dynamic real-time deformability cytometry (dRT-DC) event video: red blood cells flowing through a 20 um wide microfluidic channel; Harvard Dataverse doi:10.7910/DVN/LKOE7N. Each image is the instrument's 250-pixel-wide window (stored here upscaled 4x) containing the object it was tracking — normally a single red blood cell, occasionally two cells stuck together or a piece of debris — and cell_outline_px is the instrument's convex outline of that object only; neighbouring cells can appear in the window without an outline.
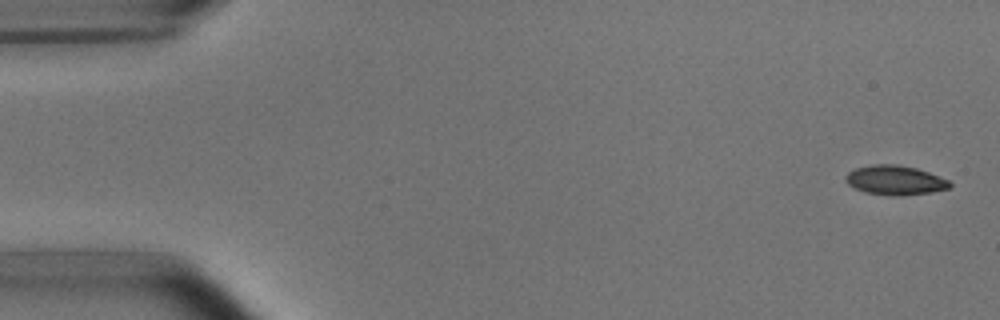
{"species": "common noctule bat (a hibernating species)", "species_latin": "Nyctalus noctula", "temperature_condition": "room temperature", "stored_images_in_passage": 5, "camera_frame_rate_fps": 3000, "um_per_image_px": 0.085, "animal": {"sex": "male", "body_mass_g": 15.6}, "frame": {"image": 1, "passage_image": 1, "time_ms": 0.0, "image_size_px": [1000, 320], "cell_outline_px": [[952, 188], [932, 192], [896, 196], [864, 192], [848, 184], [844, 180], [844, 176], [848, 172], [856, 168], [872, 164], [896, 164], [916, 168], [928, 172], [948, 180], [952, 184]], "centroid_in_image_um": [76.08, 15.31], "position_along_channel_um": 8.9, "area_um2": 17.86}}
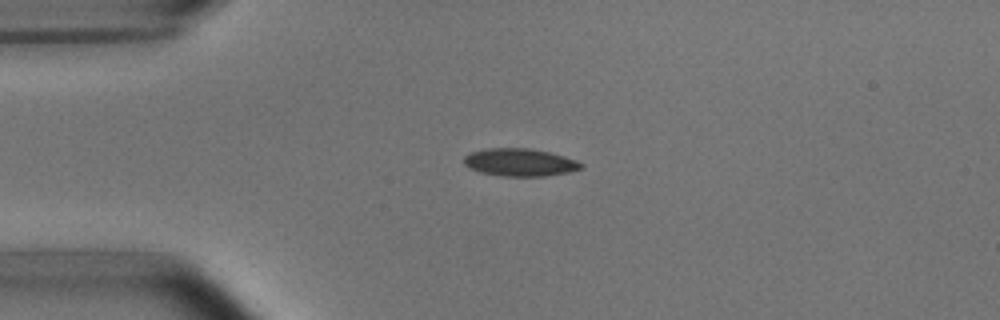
{"frame": {"image": 2, "passage_image": 4, "time_ms": 3.667, "image_size_px": [1000, 320], "cell_outline_px": [[584, 168], [568, 172], [544, 176], [504, 176], [480, 172], [468, 168], [464, 164], [464, 156], [468, 152], [488, 148], [532, 148], [564, 156], [576, 160], [584, 164]], "centroid_in_image_um": [44.17, 13.79], "position_along_channel_um": 40.8, "area_um2": 19.02}}